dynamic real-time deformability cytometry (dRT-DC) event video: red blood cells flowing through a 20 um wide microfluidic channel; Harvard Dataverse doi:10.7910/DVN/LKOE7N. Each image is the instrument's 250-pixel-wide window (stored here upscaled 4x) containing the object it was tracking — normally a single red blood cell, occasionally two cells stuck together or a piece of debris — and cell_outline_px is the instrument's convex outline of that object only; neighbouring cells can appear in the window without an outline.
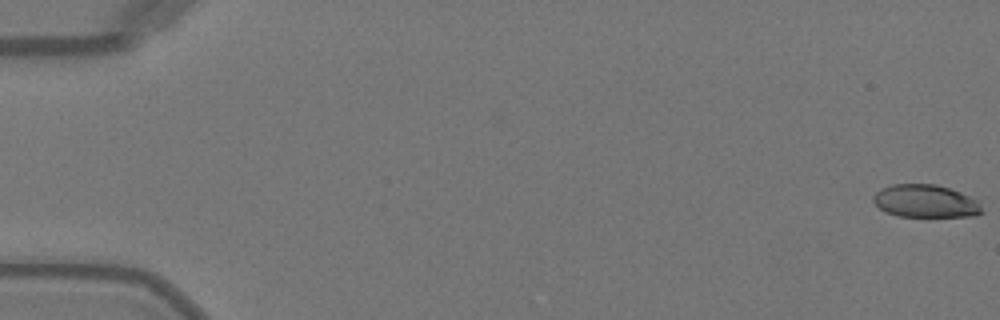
{"species": "Egyptian fruit bat (a non-hibernating species)", "species_latin": "Rousettus aegyptiacus", "temperature_condition": "warm", "stored_images_in_passage": 51, "camera_frame_rate_fps": 3000, "um_per_image_px": 0.085, "animal": {"sex": "female"}, "frame": {"image": 1, "passage_image": 1, "time_ms": 0.0, "image_size_px": [1000, 320], "cell_outline_px": [[984, 212], [976, 216], [900, 216], [884, 212], [872, 200], [872, 196], [880, 188], [892, 184], [936, 184], [960, 192], [980, 200]], "centroid_in_image_um": [78.69, 17.09], "position_along_channel_um": 6.3, "area_um2": 20.98}}
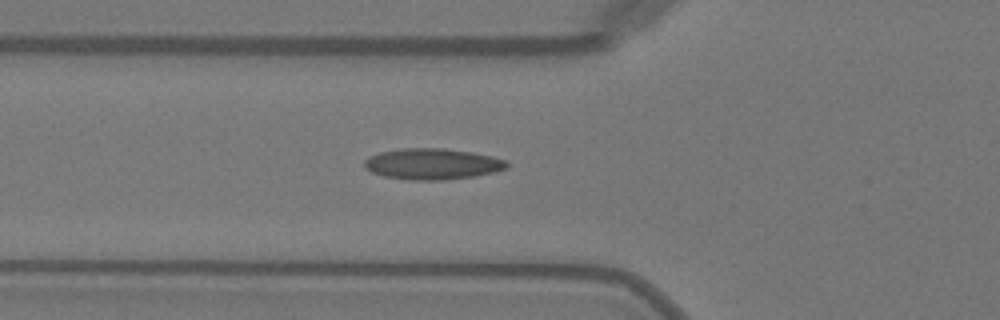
{"frame": {"image": 2, "passage_image": 19, "time_ms": 6.0, "image_size_px": [1000, 320], "cell_outline_px": [[508, 168], [496, 172], [472, 176], [444, 180], [408, 180], [384, 176], [372, 172], [364, 168], [364, 160], [368, 156], [380, 152], [400, 148], [444, 148], [472, 152], [492, 156], [508, 160]], "centroid_in_image_um": [36.75, 13.93], "position_along_channel_um": 89.0, "area_um2": 26.01}}
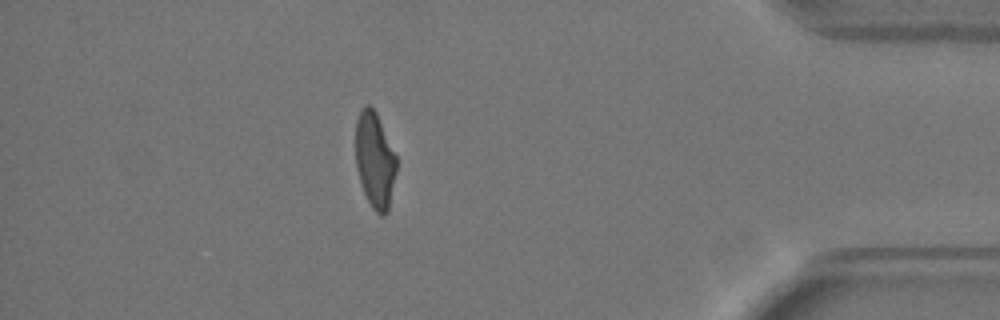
{"frame": {"image": 3, "passage_image": 45, "time_ms": 14.667, "image_size_px": [1000, 320], "cell_outline_px": [[396, 172], [388, 212], [384, 216], [380, 216], [372, 208], [360, 184], [356, 168], [356, 120], [360, 108], [364, 104], [368, 104], [376, 112], [396, 156]], "centroid_in_image_um": [31.85, 13.62], "position_along_channel_um": 403.4, "area_um2": 22.89}, "authors_computed_cell_mechanics": {"area_um2": 23.8136, "velocity_mm_per_s": 4.1009, "shape_relaxation_time_tau1_ms": 9.2259, "shape_relaxation_time_tau2_ms": 1.136, "deformation_change_tau1": 0.2772, "deformation_change_tau2": 0.0834}}